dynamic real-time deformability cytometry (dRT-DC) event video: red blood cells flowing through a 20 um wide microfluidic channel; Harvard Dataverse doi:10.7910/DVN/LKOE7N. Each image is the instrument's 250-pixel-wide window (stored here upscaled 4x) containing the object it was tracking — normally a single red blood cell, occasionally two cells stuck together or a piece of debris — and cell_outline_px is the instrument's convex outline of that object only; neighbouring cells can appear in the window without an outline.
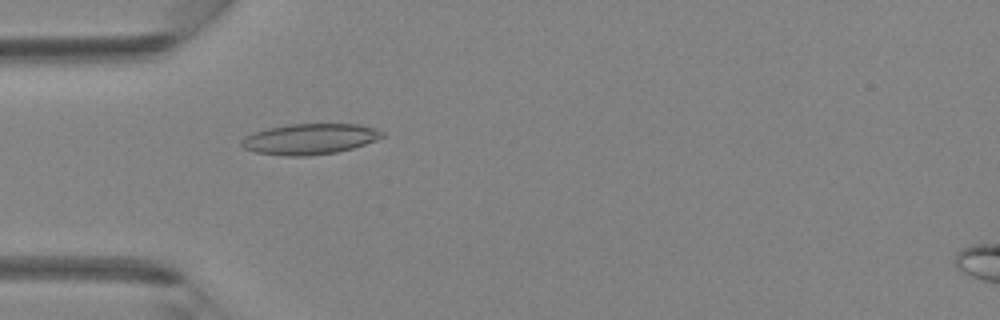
{"species": "Egyptian fruit bat (a non-hibernating species)", "species_latin": "Rousettus aegyptiacus", "temperature_condition": "room temperature", "stored_images_in_passage": 41, "camera_frame_rate_fps": 3000, "um_per_image_px": 0.085, "animal": {"sex": "female"}, "frame": {"image": 1, "passage_image": 13, "time_ms": 4.0, "image_size_px": [1000, 320], "cell_outline_px": [[384, 136], [376, 140], [352, 148], [336, 152], [304, 156], [284, 156], [256, 152], [244, 148], [240, 144], [240, 140], [244, 136], [268, 128], [288, 124], [360, 124], [376, 128], [384, 132]], "centroid_in_image_um": [26.33, 11.81], "position_along_channel_um": 58.7, "area_um2": 25.14}}
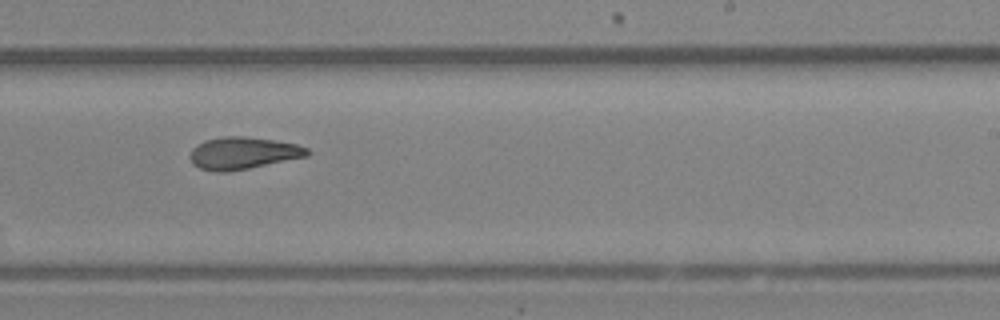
{"frame": {"image": 2, "passage_image": 26, "time_ms": 8.333, "image_size_px": [1000, 320], "cell_outline_px": [[312, 152], [308, 156], [248, 168], [224, 172], [216, 172], [200, 168], [192, 164], [188, 156], [192, 148], [196, 144], [204, 140], [224, 136], [244, 136], [272, 140], [296, 144], [308, 148]], "centroid_in_image_um": [20.62, 13.01], "position_along_channel_um": 268.4, "area_um2": 22.02}}
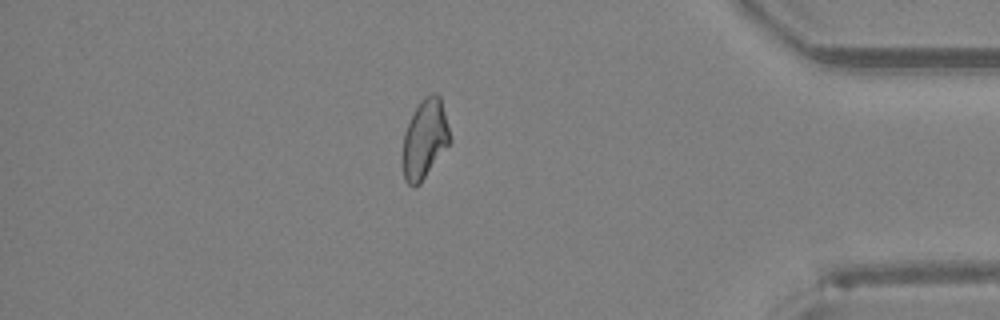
{"frame": {"image": 3, "passage_image": 36, "time_ms": 11.667, "image_size_px": [1000, 320], "cell_outline_px": [[452, 140], [420, 184], [412, 188], [404, 180], [404, 132], [420, 100], [424, 96], [432, 92], [436, 92], [440, 96]], "centroid_in_image_um": [36.13, 11.8], "position_along_channel_um": 399.1, "area_um2": 21.56}}